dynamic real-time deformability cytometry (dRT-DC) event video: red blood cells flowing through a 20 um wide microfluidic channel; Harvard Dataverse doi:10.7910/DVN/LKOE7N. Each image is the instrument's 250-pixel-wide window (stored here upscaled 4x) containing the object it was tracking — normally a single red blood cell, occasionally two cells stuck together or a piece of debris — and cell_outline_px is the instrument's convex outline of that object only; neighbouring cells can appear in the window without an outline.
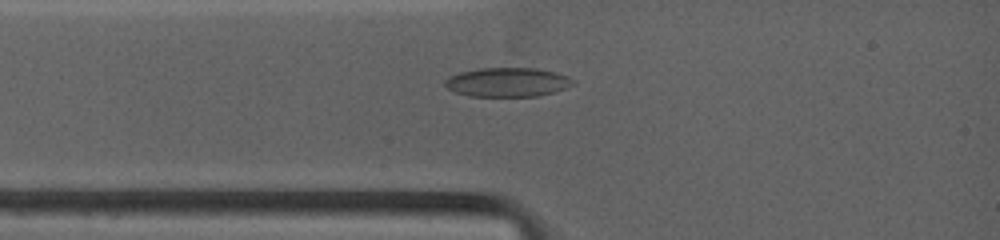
{"species": "common noctule bat (a hibernating species)", "species_latin": "Nyctalus noctula", "temperature_condition": "warm", "stored_images_in_passage": 22, "camera_frame_rate_fps": 4500, "um_per_image_px": 0.085, "animal": {"sex": "female", "body_mass_g": 19.0, "forearm_length_mm": 53.3}, "frame": {"image": 1, "passage_image": 5, "time_ms": 1.556, "image_size_px": [1000, 240], "cell_outline_px": [[576, 80], [572, 84], [564, 88], [552, 92], [536, 96], [468, 96], [456, 92], [448, 88], [444, 84], [444, 80], [460, 72], [480, 68], [536, 68], [568, 76]], "centroid_in_image_um": [43.12, 6.98], "position_along_channel_um": 41.9, "area_um2": 21.44}}
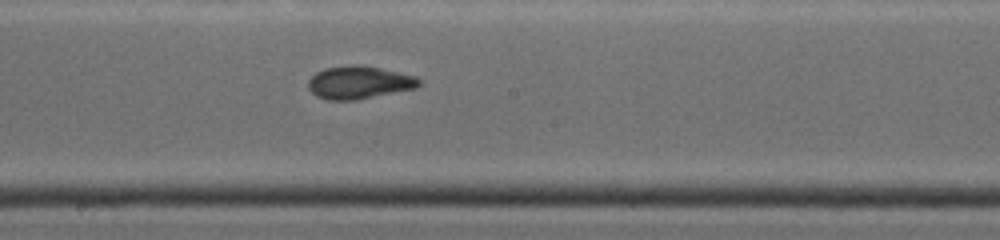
{"frame": {"image": 2, "passage_image": 15, "time_ms": 6.0, "image_size_px": [1000, 240], "cell_outline_px": [[420, 84], [416, 88], [356, 100], [328, 100], [316, 96], [308, 88], [308, 80], [316, 72], [324, 68], [348, 64], [360, 64], [380, 68], [416, 76], [420, 80]], "centroid_in_image_um": [30.49, 7.0], "position_along_channel_um": 217.7, "area_um2": 21.33}}
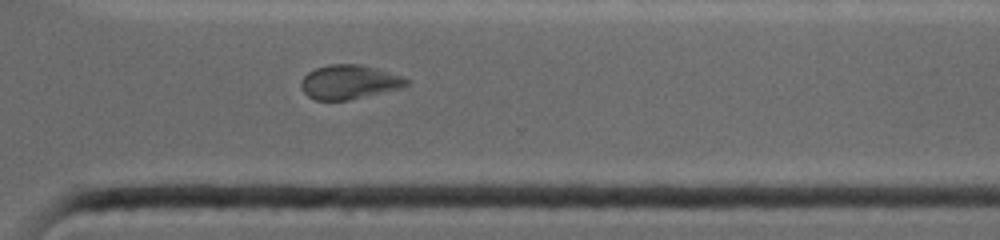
{"frame": {"image": 3, "passage_image": 22, "time_ms": 9.111, "image_size_px": [1000, 240], "cell_outline_px": [[408, 84], [404, 88], [348, 100], [316, 100], [308, 96], [304, 92], [300, 84], [300, 80], [308, 72], [316, 68], [328, 64], [360, 64], [376, 68], [404, 76], [408, 80]], "centroid_in_image_um": [29.7, 6.97], "position_along_channel_um": 340.9, "area_um2": 21.15}}